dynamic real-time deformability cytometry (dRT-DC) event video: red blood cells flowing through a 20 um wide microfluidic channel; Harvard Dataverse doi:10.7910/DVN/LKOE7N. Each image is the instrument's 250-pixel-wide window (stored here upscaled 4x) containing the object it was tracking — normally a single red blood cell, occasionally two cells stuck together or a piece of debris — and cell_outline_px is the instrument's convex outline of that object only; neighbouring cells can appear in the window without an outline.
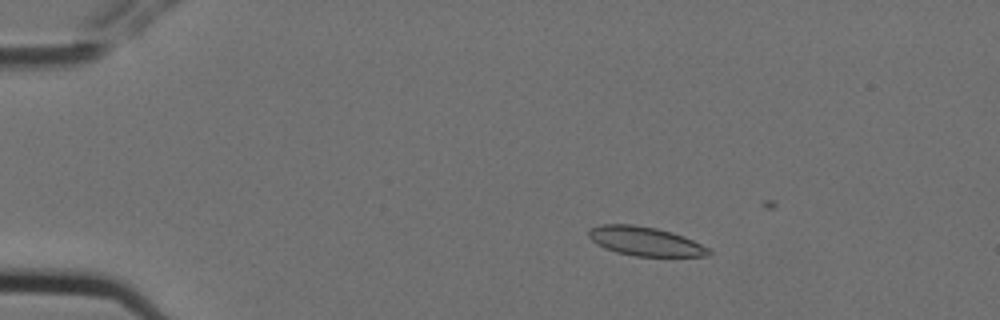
{"species": "Egyptian fruit bat (a non-hibernating species)", "species_latin": "Rousettus aegyptiacus", "temperature_condition": "cold", "stored_images_in_passage": 3, "camera_frame_rate_fps": 3000, "um_per_image_px": 0.085, "animal": {"sex": "female"}, "frame": {"image": 1, "passage_image": 1, "time_ms": 0.0, "image_size_px": [1000, 320], "cell_outline_px": [[712, 256], [636, 256], [616, 252], [604, 248], [596, 244], [588, 236], [588, 232], [592, 228], [600, 224], [632, 224], [656, 228], [672, 232], [684, 236], [708, 248], [712, 252]], "centroid_in_image_um": [54.84, 20.51], "position_along_channel_um": 30.2, "area_um2": 20.29}}